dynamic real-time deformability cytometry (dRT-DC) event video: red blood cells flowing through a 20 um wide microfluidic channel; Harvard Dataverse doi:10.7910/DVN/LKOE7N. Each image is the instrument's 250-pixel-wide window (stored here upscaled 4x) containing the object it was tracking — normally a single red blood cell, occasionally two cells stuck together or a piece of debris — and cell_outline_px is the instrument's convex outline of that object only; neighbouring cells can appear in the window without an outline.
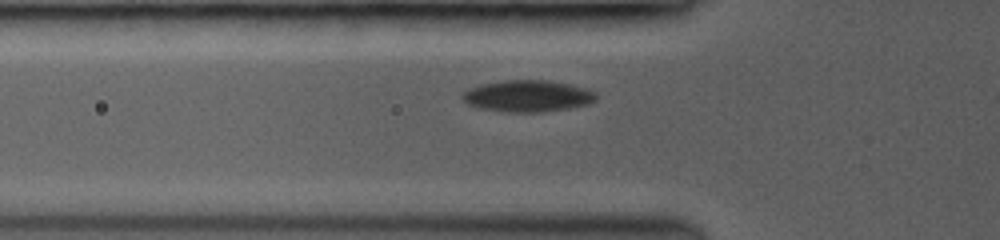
{"species": "common noctule bat (a hibernating species)", "species_latin": "Nyctalus noctula", "temperature_condition": "room temperature", "stored_images_in_passage": 37, "camera_frame_rate_fps": 3500, "um_per_image_px": 0.085, "animal": {"sex": "female", "body_mass_g": 19.0, "forearm_length_mm": 53.3}, "frame": {"image": 1, "passage_image": 5, "time_ms": 1.143, "image_size_px": [1000, 240], "cell_outline_px": [[596, 96], [588, 104], [540, 112], [508, 112], [484, 108], [468, 104], [464, 100], [464, 92], [468, 88], [480, 84], [504, 80], [548, 80], [568, 84], [592, 92]], "centroid_in_image_um": [44.78, 8.15], "position_along_channel_um": 81.0, "area_um2": 23.87}}
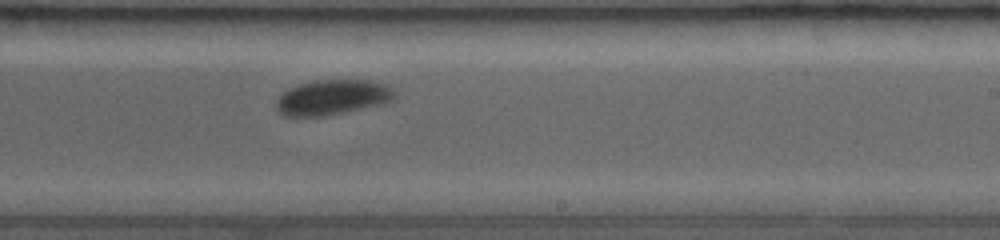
{"frame": {"image": 2, "passage_image": 21, "time_ms": 5.714, "image_size_px": [1000, 240], "cell_outline_px": [[392, 96], [388, 100], [340, 112], [316, 116], [284, 116], [276, 108], [276, 104], [280, 96], [284, 92], [300, 84], [312, 80], [368, 80], [384, 84], [392, 88]], "centroid_in_image_um": [28.14, 8.24], "position_along_channel_um": 260.9, "area_um2": 22.95}}
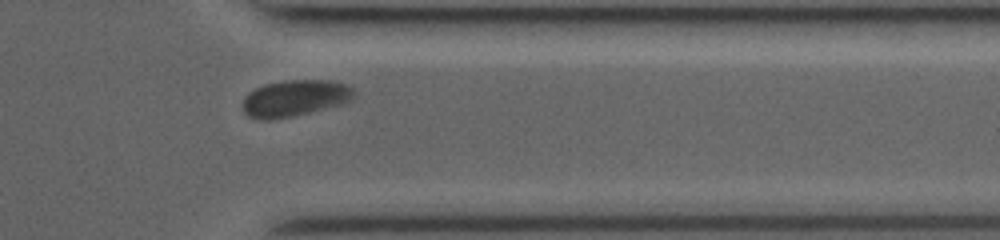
{"frame": {"image": 3, "passage_image": 32, "time_ms": 8.857, "image_size_px": [1000, 240], "cell_outline_px": [[352, 100], [344, 104], [292, 116], [268, 120], [260, 120], [248, 116], [244, 112], [244, 100], [248, 92], [264, 84], [292, 80], [328, 80], [344, 84], [352, 88]], "centroid_in_image_um": [25.05, 8.35], "position_along_channel_um": 386.4, "area_um2": 23.35}, "authors_computed_cell_mechanics": {"area_um2": 23.5824, "velocity_mm_per_s": 3.9452, "shape_relaxation_time_tau1_ms": 1.5747, "shape_relaxation_time_tau2_ms": 0.9205, "deformation_change_tau1": 0.0778, "deformation_change_tau2": 0.0341}}